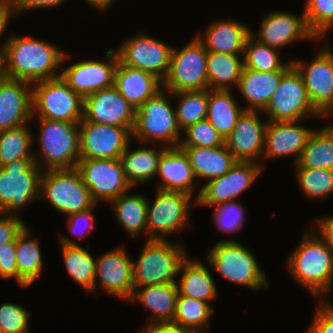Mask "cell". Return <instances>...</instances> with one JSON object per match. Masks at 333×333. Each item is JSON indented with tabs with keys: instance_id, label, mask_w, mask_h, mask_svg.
Wrapping results in <instances>:
<instances>
[{
	"instance_id": "6da1fadb",
	"label": "cell",
	"mask_w": 333,
	"mask_h": 333,
	"mask_svg": "<svg viewBox=\"0 0 333 333\" xmlns=\"http://www.w3.org/2000/svg\"><path fill=\"white\" fill-rule=\"evenodd\" d=\"M3 53L5 76L31 84L59 77L56 70L70 57L51 43L15 34L5 41Z\"/></svg>"
},
{
	"instance_id": "7a4b0ae2",
	"label": "cell",
	"mask_w": 333,
	"mask_h": 333,
	"mask_svg": "<svg viewBox=\"0 0 333 333\" xmlns=\"http://www.w3.org/2000/svg\"><path fill=\"white\" fill-rule=\"evenodd\" d=\"M312 230L304 232L301 243L291 252L285 265L294 280L321 301V295L325 297L332 291L333 252Z\"/></svg>"
},
{
	"instance_id": "3957f363",
	"label": "cell",
	"mask_w": 333,
	"mask_h": 333,
	"mask_svg": "<svg viewBox=\"0 0 333 333\" xmlns=\"http://www.w3.org/2000/svg\"><path fill=\"white\" fill-rule=\"evenodd\" d=\"M39 122L40 153L34 152V162L44 170L75 168L80 159L79 123L44 118Z\"/></svg>"
},
{
	"instance_id": "277c9868",
	"label": "cell",
	"mask_w": 333,
	"mask_h": 333,
	"mask_svg": "<svg viewBox=\"0 0 333 333\" xmlns=\"http://www.w3.org/2000/svg\"><path fill=\"white\" fill-rule=\"evenodd\" d=\"M207 261L222 278L251 290L268 288L265 272L254 254L236 240H220L211 247ZM264 287V288H263Z\"/></svg>"
},
{
	"instance_id": "5b68a950",
	"label": "cell",
	"mask_w": 333,
	"mask_h": 333,
	"mask_svg": "<svg viewBox=\"0 0 333 333\" xmlns=\"http://www.w3.org/2000/svg\"><path fill=\"white\" fill-rule=\"evenodd\" d=\"M185 251L182 243L147 240L137 261L133 262L134 287L177 283L175 278L187 258Z\"/></svg>"
},
{
	"instance_id": "8992f818",
	"label": "cell",
	"mask_w": 333,
	"mask_h": 333,
	"mask_svg": "<svg viewBox=\"0 0 333 333\" xmlns=\"http://www.w3.org/2000/svg\"><path fill=\"white\" fill-rule=\"evenodd\" d=\"M168 93L163 88L136 110L132 136L142 143L157 141L167 144V148L179 147L182 131L175 108L166 97Z\"/></svg>"
},
{
	"instance_id": "52a82bcc",
	"label": "cell",
	"mask_w": 333,
	"mask_h": 333,
	"mask_svg": "<svg viewBox=\"0 0 333 333\" xmlns=\"http://www.w3.org/2000/svg\"><path fill=\"white\" fill-rule=\"evenodd\" d=\"M41 198H45L55 210L66 216L97 207V202L76 168L43 170L40 179Z\"/></svg>"
},
{
	"instance_id": "ba28073f",
	"label": "cell",
	"mask_w": 333,
	"mask_h": 333,
	"mask_svg": "<svg viewBox=\"0 0 333 333\" xmlns=\"http://www.w3.org/2000/svg\"><path fill=\"white\" fill-rule=\"evenodd\" d=\"M42 172L34 159H20L0 167V212L18 216L22 207L40 199Z\"/></svg>"
},
{
	"instance_id": "9c48e42d",
	"label": "cell",
	"mask_w": 333,
	"mask_h": 333,
	"mask_svg": "<svg viewBox=\"0 0 333 333\" xmlns=\"http://www.w3.org/2000/svg\"><path fill=\"white\" fill-rule=\"evenodd\" d=\"M33 115L38 118L80 123L84 99L61 76L32 84Z\"/></svg>"
},
{
	"instance_id": "30bf717a",
	"label": "cell",
	"mask_w": 333,
	"mask_h": 333,
	"mask_svg": "<svg viewBox=\"0 0 333 333\" xmlns=\"http://www.w3.org/2000/svg\"><path fill=\"white\" fill-rule=\"evenodd\" d=\"M207 55L208 51L197 36L180 50L172 48L163 88L172 93L208 89Z\"/></svg>"
},
{
	"instance_id": "8fae6325",
	"label": "cell",
	"mask_w": 333,
	"mask_h": 333,
	"mask_svg": "<svg viewBox=\"0 0 333 333\" xmlns=\"http://www.w3.org/2000/svg\"><path fill=\"white\" fill-rule=\"evenodd\" d=\"M154 201L147 200V239L167 240L170 234L189 226L192 197L185 192L157 190Z\"/></svg>"
},
{
	"instance_id": "7c38bea8",
	"label": "cell",
	"mask_w": 333,
	"mask_h": 333,
	"mask_svg": "<svg viewBox=\"0 0 333 333\" xmlns=\"http://www.w3.org/2000/svg\"><path fill=\"white\" fill-rule=\"evenodd\" d=\"M268 121H301L322 117L313 107L300 72L292 65L282 76L266 108Z\"/></svg>"
},
{
	"instance_id": "4fadbf2b",
	"label": "cell",
	"mask_w": 333,
	"mask_h": 333,
	"mask_svg": "<svg viewBox=\"0 0 333 333\" xmlns=\"http://www.w3.org/2000/svg\"><path fill=\"white\" fill-rule=\"evenodd\" d=\"M263 165L253 161H237L223 176L207 181L193 198V205L217 206L234 201L255 182Z\"/></svg>"
},
{
	"instance_id": "5bb4252c",
	"label": "cell",
	"mask_w": 333,
	"mask_h": 333,
	"mask_svg": "<svg viewBox=\"0 0 333 333\" xmlns=\"http://www.w3.org/2000/svg\"><path fill=\"white\" fill-rule=\"evenodd\" d=\"M325 46L306 65L301 60H292L304 79L308 96L314 109L322 116L333 115V50Z\"/></svg>"
},
{
	"instance_id": "9a60e30c",
	"label": "cell",
	"mask_w": 333,
	"mask_h": 333,
	"mask_svg": "<svg viewBox=\"0 0 333 333\" xmlns=\"http://www.w3.org/2000/svg\"><path fill=\"white\" fill-rule=\"evenodd\" d=\"M75 168L96 202H110L132 188L120 159H79Z\"/></svg>"
},
{
	"instance_id": "2e32d148",
	"label": "cell",
	"mask_w": 333,
	"mask_h": 333,
	"mask_svg": "<svg viewBox=\"0 0 333 333\" xmlns=\"http://www.w3.org/2000/svg\"><path fill=\"white\" fill-rule=\"evenodd\" d=\"M136 35L126 39L116 51L119 61L128 67L152 73L163 81L169 71L173 47L148 34Z\"/></svg>"
},
{
	"instance_id": "e0dca14e",
	"label": "cell",
	"mask_w": 333,
	"mask_h": 333,
	"mask_svg": "<svg viewBox=\"0 0 333 333\" xmlns=\"http://www.w3.org/2000/svg\"><path fill=\"white\" fill-rule=\"evenodd\" d=\"M80 159H119L130 145L133 129L88 122L79 123Z\"/></svg>"
},
{
	"instance_id": "ac0fdd59",
	"label": "cell",
	"mask_w": 333,
	"mask_h": 333,
	"mask_svg": "<svg viewBox=\"0 0 333 333\" xmlns=\"http://www.w3.org/2000/svg\"><path fill=\"white\" fill-rule=\"evenodd\" d=\"M106 62L85 60L61 71V78L83 99L94 92L114 86L119 58L115 49L104 52Z\"/></svg>"
},
{
	"instance_id": "d6986e66",
	"label": "cell",
	"mask_w": 333,
	"mask_h": 333,
	"mask_svg": "<svg viewBox=\"0 0 333 333\" xmlns=\"http://www.w3.org/2000/svg\"><path fill=\"white\" fill-rule=\"evenodd\" d=\"M135 114V108L115 86L84 98L83 119L88 122L133 129Z\"/></svg>"
},
{
	"instance_id": "ffe728a7",
	"label": "cell",
	"mask_w": 333,
	"mask_h": 333,
	"mask_svg": "<svg viewBox=\"0 0 333 333\" xmlns=\"http://www.w3.org/2000/svg\"><path fill=\"white\" fill-rule=\"evenodd\" d=\"M128 255L124 247L118 246L96 259L95 293L98 278L106 293L130 299L134 290L133 261Z\"/></svg>"
},
{
	"instance_id": "44dd1931",
	"label": "cell",
	"mask_w": 333,
	"mask_h": 333,
	"mask_svg": "<svg viewBox=\"0 0 333 333\" xmlns=\"http://www.w3.org/2000/svg\"><path fill=\"white\" fill-rule=\"evenodd\" d=\"M301 15L271 11L262 19L259 32L256 34L251 32V35L259 42L277 49L300 39L316 41V36L307 25L304 11Z\"/></svg>"
},
{
	"instance_id": "7402d4cb",
	"label": "cell",
	"mask_w": 333,
	"mask_h": 333,
	"mask_svg": "<svg viewBox=\"0 0 333 333\" xmlns=\"http://www.w3.org/2000/svg\"><path fill=\"white\" fill-rule=\"evenodd\" d=\"M267 124L268 120H260L258 111L244 110L225 139L227 149L238 161L258 162L263 156Z\"/></svg>"
},
{
	"instance_id": "603a6c76",
	"label": "cell",
	"mask_w": 333,
	"mask_h": 333,
	"mask_svg": "<svg viewBox=\"0 0 333 333\" xmlns=\"http://www.w3.org/2000/svg\"><path fill=\"white\" fill-rule=\"evenodd\" d=\"M31 86L6 76L0 79V132L24 125L34 117Z\"/></svg>"
},
{
	"instance_id": "cb8c5ba5",
	"label": "cell",
	"mask_w": 333,
	"mask_h": 333,
	"mask_svg": "<svg viewBox=\"0 0 333 333\" xmlns=\"http://www.w3.org/2000/svg\"><path fill=\"white\" fill-rule=\"evenodd\" d=\"M299 121H268L265 131L262 158L294 156L298 162L307 140L313 131L298 124ZM298 125H297V124Z\"/></svg>"
},
{
	"instance_id": "d4e9b609",
	"label": "cell",
	"mask_w": 333,
	"mask_h": 333,
	"mask_svg": "<svg viewBox=\"0 0 333 333\" xmlns=\"http://www.w3.org/2000/svg\"><path fill=\"white\" fill-rule=\"evenodd\" d=\"M156 175L162 180L157 190L185 192L194 197L195 174L189 159L180 147L168 148L160 159Z\"/></svg>"
},
{
	"instance_id": "484cf974",
	"label": "cell",
	"mask_w": 333,
	"mask_h": 333,
	"mask_svg": "<svg viewBox=\"0 0 333 333\" xmlns=\"http://www.w3.org/2000/svg\"><path fill=\"white\" fill-rule=\"evenodd\" d=\"M114 86L137 110L147 99L163 89V81L152 73L128 67L119 61Z\"/></svg>"
},
{
	"instance_id": "4316f807",
	"label": "cell",
	"mask_w": 333,
	"mask_h": 333,
	"mask_svg": "<svg viewBox=\"0 0 333 333\" xmlns=\"http://www.w3.org/2000/svg\"><path fill=\"white\" fill-rule=\"evenodd\" d=\"M252 29L232 19H219L211 22L203 34L197 38L207 51L243 55L247 38ZM205 35V36H204Z\"/></svg>"
},
{
	"instance_id": "83f0119b",
	"label": "cell",
	"mask_w": 333,
	"mask_h": 333,
	"mask_svg": "<svg viewBox=\"0 0 333 333\" xmlns=\"http://www.w3.org/2000/svg\"><path fill=\"white\" fill-rule=\"evenodd\" d=\"M187 155L196 178L210 181L226 174L236 163L237 159L227 149L220 147L179 146Z\"/></svg>"
},
{
	"instance_id": "f1b7e54d",
	"label": "cell",
	"mask_w": 333,
	"mask_h": 333,
	"mask_svg": "<svg viewBox=\"0 0 333 333\" xmlns=\"http://www.w3.org/2000/svg\"><path fill=\"white\" fill-rule=\"evenodd\" d=\"M286 71L258 72L243 68L237 89L240 90V93L248 104L244 109L262 112L269 103Z\"/></svg>"
},
{
	"instance_id": "f546056e",
	"label": "cell",
	"mask_w": 333,
	"mask_h": 333,
	"mask_svg": "<svg viewBox=\"0 0 333 333\" xmlns=\"http://www.w3.org/2000/svg\"><path fill=\"white\" fill-rule=\"evenodd\" d=\"M140 290V291H139ZM178 295L177 283L134 287L128 301H139L152 312L148 322L172 321Z\"/></svg>"
},
{
	"instance_id": "4dcf8cb0",
	"label": "cell",
	"mask_w": 333,
	"mask_h": 333,
	"mask_svg": "<svg viewBox=\"0 0 333 333\" xmlns=\"http://www.w3.org/2000/svg\"><path fill=\"white\" fill-rule=\"evenodd\" d=\"M180 283L178 292L186 297L200 301H213L217 297V288L211 272L203 261L195 258L183 261L179 269Z\"/></svg>"
},
{
	"instance_id": "1f68e13d",
	"label": "cell",
	"mask_w": 333,
	"mask_h": 333,
	"mask_svg": "<svg viewBox=\"0 0 333 333\" xmlns=\"http://www.w3.org/2000/svg\"><path fill=\"white\" fill-rule=\"evenodd\" d=\"M60 246L66 271L79 286L95 293L96 259L78 243L60 236Z\"/></svg>"
},
{
	"instance_id": "d6a6232c",
	"label": "cell",
	"mask_w": 333,
	"mask_h": 333,
	"mask_svg": "<svg viewBox=\"0 0 333 333\" xmlns=\"http://www.w3.org/2000/svg\"><path fill=\"white\" fill-rule=\"evenodd\" d=\"M167 149L166 146L161 150L147 146L135 150H130L129 146L126 148L119 159L124 175L132 187L135 184H144L156 176L162 154Z\"/></svg>"
},
{
	"instance_id": "836d02e7",
	"label": "cell",
	"mask_w": 333,
	"mask_h": 333,
	"mask_svg": "<svg viewBox=\"0 0 333 333\" xmlns=\"http://www.w3.org/2000/svg\"><path fill=\"white\" fill-rule=\"evenodd\" d=\"M244 110V107H240L237 100L235 101L231 90L208 89L206 119L224 140L230 135Z\"/></svg>"
},
{
	"instance_id": "e575fe53",
	"label": "cell",
	"mask_w": 333,
	"mask_h": 333,
	"mask_svg": "<svg viewBox=\"0 0 333 333\" xmlns=\"http://www.w3.org/2000/svg\"><path fill=\"white\" fill-rule=\"evenodd\" d=\"M243 68L244 62L238 54L208 51V89L231 90L232 86L238 88Z\"/></svg>"
},
{
	"instance_id": "d590c367",
	"label": "cell",
	"mask_w": 333,
	"mask_h": 333,
	"mask_svg": "<svg viewBox=\"0 0 333 333\" xmlns=\"http://www.w3.org/2000/svg\"><path fill=\"white\" fill-rule=\"evenodd\" d=\"M147 200L145 195L127 192L110 201L116 221L133 239L141 232L147 233Z\"/></svg>"
},
{
	"instance_id": "8d00e7d4",
	"label": "cell",
	"mask_w": 333,
	"mask_h": 333,
	"mask_svg": "<svg viewBox=\"0 0 333 333\" xmlns=\"http://www.w3.org/2000/svg\"><path fill=\"white\" fill-rule=\"evenodd\" d=\"M30 234L27 226L16 239V264L21 287L33 284L43 269L40 243L35 238L29 239Z\"/></svg>"
},
{
	"instance_id": "74e56055",
	"label": "cell",
	"mask_w": 333,
	"mask_h": 333,
	"mask_svg": "<svg viewBox=\"0 0 333 333\" xmlns=\"http://www.w3.org/2000/svg\"><path fill=\"white\" fill-rule=\"evenodd\" d=\"M295 166L333 170V137L324 127L312 131Z\"/></svg>"
},
{
	"instance_id": "f35d334b",
	"label": "cell",
	"mask_w": 333,
	"mask_h": 333,
	"mask_svg": "<svg viewBox=\"0 0 333 333\" xmlns=\"http://www.w3.org/2000/svg\"><path fill=\"white\" fill-rule=\"evenodd\" d=\"M27 123L0 132V167L20 159H34L32 136Z\"/></svg>"
},
{
	"instance_id": "ab89813d",
	"label": "cell",
	"mask_w": 333,
	"mask_h": 333,
	"mask_svg": "<svg viewBox=\"0 0 333 333\" xmlns=\"http://www.w3.org/2000/svg\"><path fill=\"white\" fill-rule=\"evenodd\" d=\"M214 313V307L205 301L181 295L178 292L173 322L195 333H207L208 319Z\"/></svg>"
},
{
	"instance_id": "60d3db41",
	"label": "cell",
	"mask_w": 333,
	"mask_h": 333,
	"mask_svg": "<svg viewBox=\"0 0 333 333\" xmlns=\"http://www.w3.org/2000/svg\"><path fill=\"white\" fill-rule=\"evenodd\" d=\"M243 62L244 68L258 72L288 70L293 65L291 60L283 63L278 55L277 48L259 42L252 35L246 40Z\"/></svg>"
},
{
	"instance_id": "b9f144b4",
	"label": "cell",
	"mask_w": 333,
	"mask_h": 333,
	"mask_svg": "<svg viewBox=\"0 0 333 333\" xmlns=\"http://www.w3.org/2000/svg\"><path fill=\"white\" fill-rule=\"evenodd\" d=\"M168 95L180 97L175 111L177 123L182 132L189 126L207 118L208 89L174 93L169 91Z\"/></svg>"
},
{
	"instance_id": "7bdbcfd3",
	"label": "cell",
	"mask_w": 333,
	"mask_h": 333,
	"mask_svg": "<svg viewBox=\"0 0 333 333\" xmlns=\"http://www.w3.org/2000/svg\"><path fill=\"white\" fill-rule=\"evenodd\" d=\"M300 190L308 198L324 199L333 193V170L296 167Z\"/></svg>"
},
{
	"instance_id": "ee69618b",
	"label": "cell",
	"mask_w": 333,
	"mask_h": 333,
	"mask_svg": "<svg viewBox=\"0 0 333 333\" xmlns=\"http://www.w3.org/2000/svg\"><path fill=\"white\" fill-rule=\"evenodd\" d=\"M183 132L186 138H181L179 146L220 147L225 144L224 138L207 119L189 126Z\"/></svg>"
},
{
	"instance_id": "f6af8a7d",
	"label": "cell",
	"mask_w": 333,
	"mask_h": 333,
	"mask_svg": "<svg viewBox=\"0 0 333 333\" xmlns=\"http://www.w3.org/2000/svg\"><path fill=\"white\" fill-rule=\"evenodd\" d=\"M215 207L213 217L218 231L232 235L242 228L245 211L240 202L230 201Z\"/></svg>"
},
{
	"instance_id": "bcb514c9",
	"label": "cell",
	"mask_w": 333,
	"mask_h": 333,
	"mask_svg": "<svg viewBox=\"0 0 333 333\" xmlns=\"http://www.w3.org/2000/svg\"><path fill=\"white\" fill-rule=\"evenodd\" d=\"M303 10L307 25L316 37L333 20V0H306Z\"/></svg>"
},
{
	"instance_id": "7dc6e473",
	"label": "cell",
	"mask_w": 333,
	"mask_h": 333,
	"mask_svg": "<svg viewBox=\"0 0 333 333\" xmlns=\"http://www.w3.org/2000/svg\"><path fill=\"white\" fill-rule=\"evenodd\" d=\"M30 312L14 303L0 305V328L5 333H28Z\"/></svg>"
},
{
	"instance_id": "c3c4849f",
	"label": "cell",
	"mask_w": 333,
	"mask_h": 333,
	"mask_svg": "<svg viewBox=\"0 0 333 333\" xmlns=\"http://www.w3.org/2000/svg\"><path fill=\"white\" fill-rule=\"evenodd\" d=\"M312 325L306 333H333V305L324 299L318 303Z\"/></svg>"
},
{
	"instance_id": "681fc988",
	"label": "cell",
	"mask_w": 333,
	"mask_h": 333,
	"mask_svg": "<svg viewBox=\"0 0 333 333\" xmlns=\"http://www.w3.org/2000/svg\"><path fill=\"white\" fill-rule=\"evenodd\" d=\"M0 277L15 278L19 285V274L16 264V242L0 245Z\"/></svg>"
},
{
	"instance_id": "f907efd6",
	"label": "cell",
	"mask_w": 333,
	"mask_h": 333,
	"mask_svg": "<svg viewBox=\"0 0 333 333\" xmlns=\"http://www.w3.org/2000/svg\"><path fill=\"white\" fill-rule=\"evenodd\" d=\"M27 227L19 216L6 215L0 212V245L16 242L17 237Z\"/></svg>"
},
{
	"instance_id": "816d5d0a",
	"label": "cell",
	"mask_w": 333,
	"mask_h": 333,
	"mask_svg": "<svg viewBox=\"0 0 333 333\" xmlns=\"http://www.w3.org/2000/svg\"><path fill=\"white\" fill-rule=\"evenodd\" d=\"M94 208L95 207L79 213L68 215V227L72 235H74L75 237L77 236L78 238L80 237L81 239L83 236L85 237L86 234H89L92 231L95 224V217L93 214ZM83 222L85 223L84 227H82L83 225H81ZM80 225L81 228L79 229L83 230H78V227H80Z\"/></svg>"
},
{
	"instance_id": "f5cc1de1",
	"label": "cell",
	"mask_w": 333,
	"mask_h": 333,
	"mask_svg": "<svg viewBox=\"0 0 333 333\" xmlns=\"http://www.w3.org/2000/svg\"><path fill=\"white\" fill-rule=\"evenodd\" d=\"M66 0H17L14 5L11 7L12 12L14 16L16 14H20L24 12L25 10L29 11L30 9L37 10V9H46L50 7H57L60 6L65 2Z\"/></svg>"
},
{
	"instance_id": "db71d44e",
	"label": "cell",
	"mask_w": 333,
	"mask_h": 333,
	"mask_svg": "<svg viewBox=\"0 0 333 333\" xmlns=\"http://www.w3.org/2000/svg\"><path fill=\"white\" fill-rule=\"evenodd\" d=\"M140 333H195L173 321L148 322Z\"/></svg>"
},
{
	"instance_id": "11a10c76",
	"label": "cell",
	"mask_w": 333,
	"mask_h": 333,
	"mask_svg": "<svg viewBox=\"0 0 333 333\" xmlns=\"http://www.w3.org/2000/svg\"><path fill=\"white\" fill-rule=\"evenodd\" d=\"M317 234L333 252V216L316 219Z\"/></svg>"
},
{
	"instance_id": "9f6ffc18",
	"label": "cell",
	"mask_w": 333,
	"mask_h": 333,
	"mask_svg": "<svg viewBox=\"0 0 333 333\" xmlns=\"http://www.w3.org/2000/svg\"><path fill=\"white\" fill-rule=\"evenodd\" d=\"M11 7H8L2 14H0V37L3 35V32L6 30L7 24L10 18L13 16ZM0 47V52H4L5 42L2 43Z\"/></svg>"
},
{
	"instance_id": "6f0895ef",
	"label": "cell",
	"mask_w": 333,
	"mask_h": 333,
	"mask_svg": "<svg viewBox=\"0 0 333 333\" xmlns=\"http://www.w3.org/2000/svg\"><path fill=\"white\" fill-rule=\"evenodd\" d=\"M86 3L90 4L94 8H98L99 10H107L111 7V5L115 2V0H84Z\"/></svg>"
},
{
	"instance_id": "680465c9",
	"label": "cell",
	"mask_w": 333,
	"mask_h": 333,
	"mask_svg": "<svg viewBox=\"0 0 333 333\" xmlns=\"http://www.w3.org/2000/svg\"><path fill=\"white\" fill-rule=\"evenodd\" d=\"M333 28V20L329 23V25L316 37V40L321 41L324 36H326V33L329 32Z\"/></svg>"
},
{
	"instance_id": "91938a15",
	"label": "cell",
	"mask_w": 333,
	"mask_h": 333,
	"mask_svg": "<svg viewBox=\"0 0 333 333\" xmlns=\"http://www.w3.org/2000/svg\"><path fill=\"white\" fill-rule=\"evenodd\" d=\"M5 77V70H4V53L0 52V79Z\"/></svg>"
},
{
	"instance_id": "94428289",
	"label": "cell",
	"mask_w": 333,
	"mask_h": 333,
	"mask_svg": "<svg viewBox=\"0 0 333 333\" xmlns=\"http://www.w3.org/2000/svg\"><path fill=\"white\" fill-rule=\"evenodd\" d=\"M8 6L3 2V0H0V14H2Z\"/></svg>"
},
{
	"instance_id": "6125c7cd",
	"label": "cell",
	"mask_w": 333,
	"mask_h": 333,
	"mask_svg": "<svg viewBox=\"0 0 333 333\" xmlns=\"http://www.w3.org/2000/svg\"><path fill=\"white\" fill-rule=\"evenodd\" d=\"M333 118V117H332ZM324 128L332 135L333 137V123L325 125Z\"/></svg>"
},
{
	"instance_id": "be15d7a7",
	"label": "cell",
	"mask_w": 333,
	"mask_h": 333,
	"mask_svg": "<svg viewBox=\"0 0 333 333\" xmlns=\"http://www.w3.org/2000/svg\"><path fill=\"white\" fill-rule=\"evenodd\" d=\"M16 1L17 0H3L8 7H12Z\"/></svg>"
}]
</instances>
